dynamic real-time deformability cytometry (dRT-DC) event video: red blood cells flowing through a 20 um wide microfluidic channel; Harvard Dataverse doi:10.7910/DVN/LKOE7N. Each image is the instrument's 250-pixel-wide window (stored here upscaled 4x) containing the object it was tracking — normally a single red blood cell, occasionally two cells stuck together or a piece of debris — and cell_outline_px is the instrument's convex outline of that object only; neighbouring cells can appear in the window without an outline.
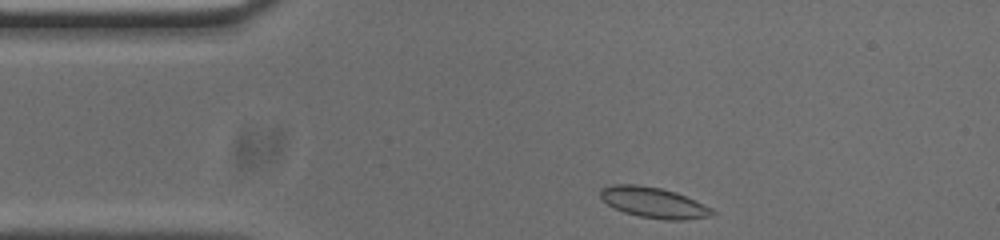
{"species": "common noctule bat (a hibernating species)", "species_latin": "Nyctalus noctula", "temperature_condition": "cold", "stored_images_in_passage": 37, "camera_frame_rate_fps": 3000, "um_per_image_px": 0.085, "animal": {"sex": "male", "body_mass_g": 20.0, "forearm_length_mm": 53.3}, "frame": {"image": 1, "passage_image": 1, "time_ms": 0.0, "image_size_px": [1000, 240], "cell_outline_px": [[716, 212], [712, 216], [684, 220], [664, 220], [640, 216], [624, 212], [608, 204], [600, 196], [600, 188], [612, 184], [636, 184], [660, 188], [676, 192], [704, 204], [712, 208]], "centroid_in_image_um": [55.58, 17.22], "position_along_channel_um": 29.4, "area_um2": 19.94}}
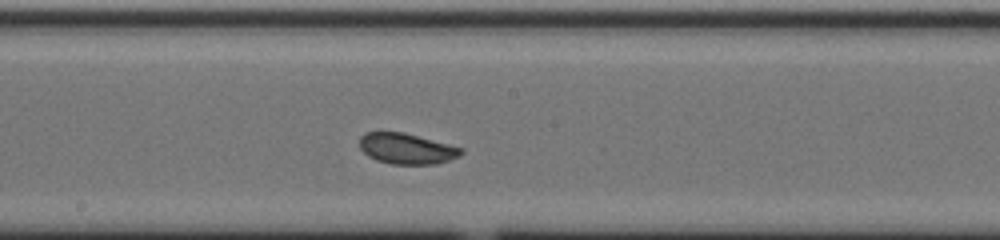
{"frame": {"image": 2, "passage_image": 19, "time_ms": 6.0, "image_size_px": [1000, 240], "cell_outline_px": [[464, 152], [448, 160], [436, 164], [392, 164], [376, 160], [368, 156], [360, 148], [360, 136], [364, 132], [404, 132], [464, 148]], "centroid_in_image_um": [34.55, 12.63], "position_along_channel_um": 213.7, "area_um2": 18.15}}
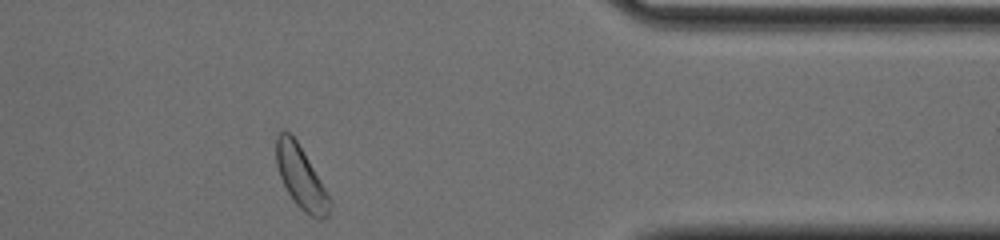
{"frame": {"image": 3, "passage_image": 35, "time_ms": 11.333, "image_size_px": [1000, 240], "cell_outline_px": [[332, 204], [328, 216], [324, 220], [316, 220], [304, 212], [296, 204], [288, 192], [280, 176], [276, 164], [276, 136], [280, 132], [288, 132], [296, 140], [332, 200]], "centroid_in_image_um": [25.6, 15.15], "position_along_channel_um": 385.8, "area_um2": 19.25}, "authors_computed_cell_mechanics": {"area_um2": 18.4382, "velocity_mm_per_s": 3.7155, "shape_relaxation_time_tau1_ms": 6.1472, "shape_relaxation_time_tau2_ms": 0.4464, "deformation_change_tau1": 0.1298, "deformation_change_tau2": 0.0337}}